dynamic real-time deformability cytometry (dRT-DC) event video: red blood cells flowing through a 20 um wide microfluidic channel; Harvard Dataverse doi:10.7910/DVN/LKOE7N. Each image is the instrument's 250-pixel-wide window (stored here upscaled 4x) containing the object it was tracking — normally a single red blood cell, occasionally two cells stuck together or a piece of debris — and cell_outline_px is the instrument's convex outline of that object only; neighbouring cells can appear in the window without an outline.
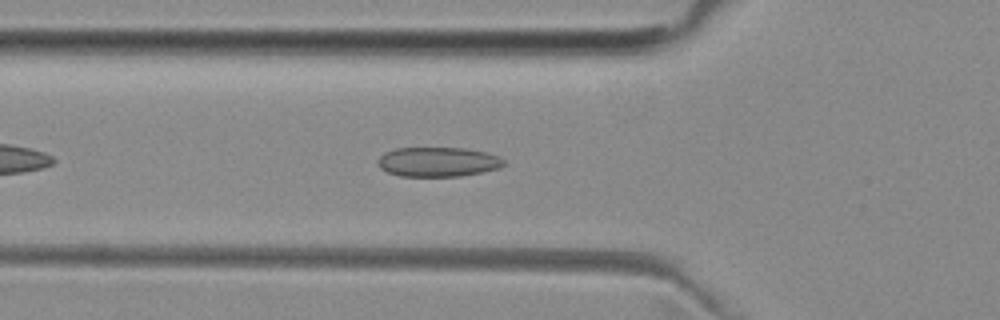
{"species": "common noctule bat (a hibernating species)", "species_latin": "Nyctalus noctula", "temperature_condition": "room temperature", "stored_images_in_passage": 42, "camera_frame_rate_fps": 3000, "um_per_image_px": 0.085, "animal": {"sex": "female", "body_mass_g": 29.2, "forearm_length_mm": 56.3}, "frame": {"image": 1, "passage_image": 7, "time_ms": 2.0, "image_size_px": [1000, 320], "cell_outline_px": [[508, 164], [500, 168], [484, 172], [460, 176], [400, 176], [388, 172], [380, 168], [376, 160], [384, 152], [396, 148], [464, 148], [488, 152], [500, 156], [508, 160]], "centroid_in_image_um": [37.3, 13.76], "position_along_channel_um": 88.5, "area_um2": 22.14}}
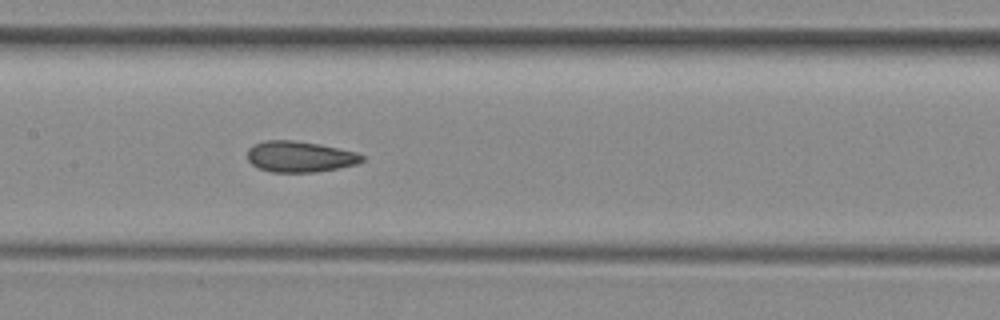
{"frame": {"image": 2, "passage_image": 14, "time_ms": 4.333, "image_size_px": [1000, 320], "cell_outline_px": [[364, 160], [356, 164], [340, 168], [316, 172], [272, 172], [260, 168], [252, 164], [248, 160], [248, 148], [264, 140], [292, 140], [320, 144], [356, 152], [364, 156]], "centroid_in_image_um": [25.5, 13.31], "position_along_channel_um": 181.9, "area_um2": 20.63}}
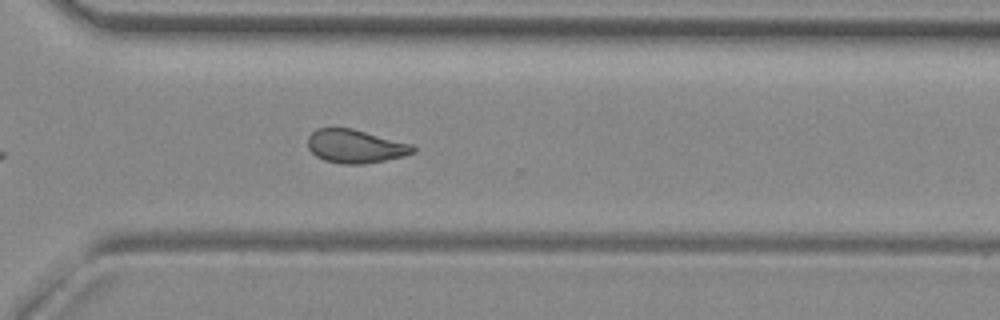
{"frame": {"image": 3, "passage_image": 26, "time_ms": 8.333, "image_size_px": [1000, 320], "cell_outline_px": [[416, 152], [404, 156], [364, 164], [340, 164], [324, 160], [316, 156], [308, 148], [308, 136], [316, 128], [352, 128], [412, 144], [416, 148]], "centroid_in_image_um": [30.2, 12.43], "position_along_channel_um": 340.4, "area_um2": 20.58}, "authors_computed_cell_mechanics": {"area_um2": 20.8658, "velocity_mm_per_s": 3.9779, "shape_relaxation_time_tau1_ms": null, "shape_relaxation_time_tau2_ms": 2.03, "deformation_change_tau1": null, "deformation_change_tau2": 0.0756}}